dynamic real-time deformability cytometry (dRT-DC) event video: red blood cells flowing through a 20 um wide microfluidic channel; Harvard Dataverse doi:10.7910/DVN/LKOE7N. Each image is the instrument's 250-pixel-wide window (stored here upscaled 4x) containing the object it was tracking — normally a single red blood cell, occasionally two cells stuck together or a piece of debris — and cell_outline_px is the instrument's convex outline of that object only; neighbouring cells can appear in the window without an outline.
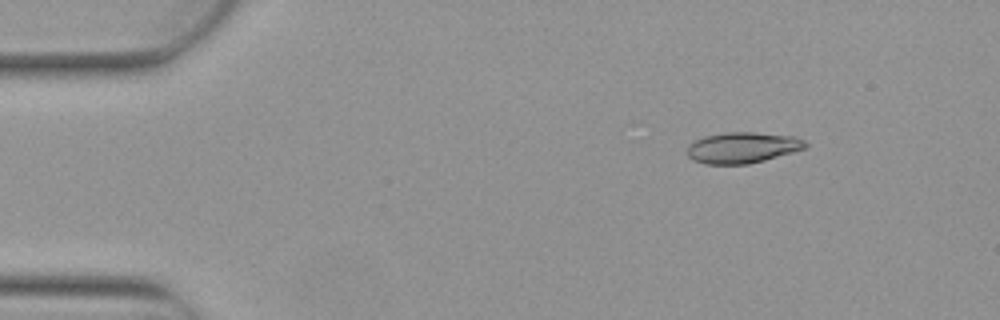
{"species": "Egyptian fruit bat (a non-hibernating species)", "species_latin": "Rousettus aegyptiacus", "temperature_condition": "warm", "stored_images_in_passage": 4, "camera_frame_rate_fps": 3000, "um_per_image_px": 0.085, "animal": {"sex": "female"}, "frame": {"image": 1, "passage_image": 2, "time_ms": 0.333, "image_size_px": [1000, 320], "cell_outline_px": [[808, 148], [764, 160], [748, 164], [708, 164], [692, 160], [688, 156], [688, 144], [704, 136], [724, 132], [752, 132], [796, 136], [804, 140], [808, 144]], "centroid_in_image_um": [63.14, 12.54], "position_along_channel_um": 21.9, "area_um2": 21.44}}